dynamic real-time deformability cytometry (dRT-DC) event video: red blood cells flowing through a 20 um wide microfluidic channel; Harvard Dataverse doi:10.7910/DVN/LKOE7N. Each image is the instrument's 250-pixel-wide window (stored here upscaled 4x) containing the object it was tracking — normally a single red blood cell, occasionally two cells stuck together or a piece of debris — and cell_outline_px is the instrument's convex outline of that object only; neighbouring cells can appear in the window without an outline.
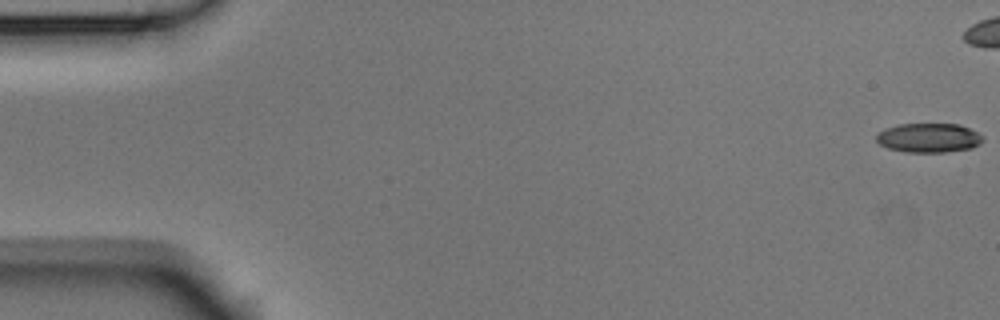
{"species": "Egyptian fruit bat (a non-hibernating species)", "species_latin": "Rousettus aegyptiacus", "temperature_condition": "room temperature", "stored_images_in_passage": 9, "camera_frame_rate_fps": 3000, "um_per_image_px": 0.085, "animal": {"sex": "male"}, "frame": {"image": 1, "passage_image": 1, "time_ms": 0.0, "image_size_px": [1000, 320], "cell_outline_px": [[984, 140], [980, 144], [972, 148], [944, 152], [904, 152], [888, 148], [880, 144], [876, 140], [876, 132], [884, 128], [896, 124], [960, 124], [984, 136]], "centroid_in_image_um": [78.92, 11.71], "position_along_channel_um": 6.1, "area_um2": 18.38}}
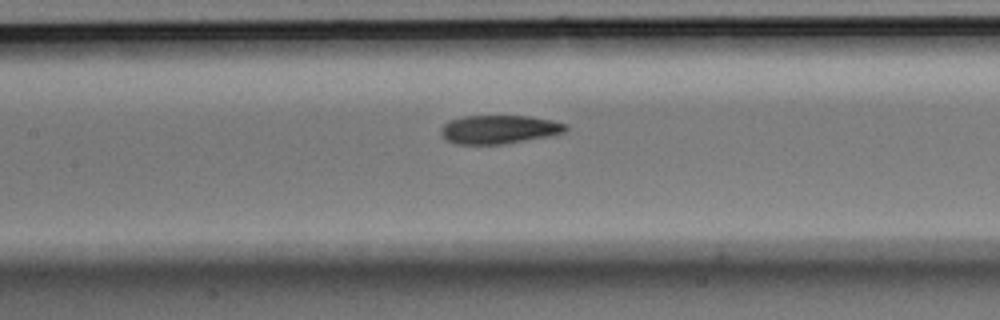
{"frame": {"image": 2, "passage_image": 9, "time_ms": 2.667, "image_size_px": [1000, 320], "cell_outline_px": [[568, 128], [564, 132], [504, 144], [456, 144], [448, 140], [440, 132], [440, 128], [448, 120], [464, 116], [528, 116], [552, 120], [568, 124]], "centroid_in_image_um": [42.39, 10.99], "position_along_channel_um": 165.0, "area_um2": 20.58}}